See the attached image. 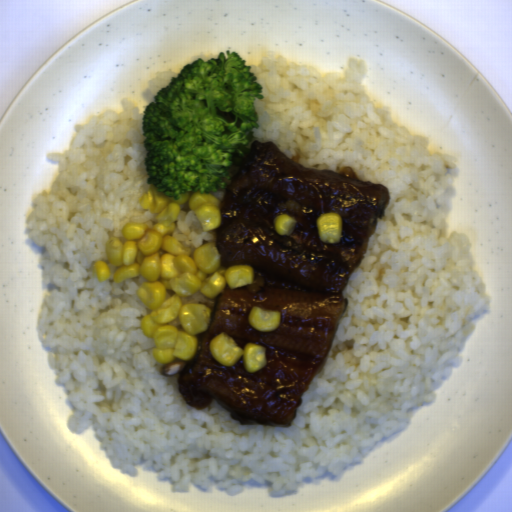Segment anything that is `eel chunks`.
Instances as JSON below:
<instances>
[{
  "instance_id": "1",
  "label": "eel chunks",
  "mask_w": 512,
  "mask_h": 512,
  "mask_svg": "<svg viewBox=\"0 0 512 512\" xmlns=\"http://www.w3.org/2000/svg\"><path fill=\"white\" fill-rule=\"evenodd\" d=\"M389 200L385 185L310 169L271 141L251 143L220 203L215 245L224 268L251 267L252 283H226L213 302L199 353L162 367V376L177 375L187 406L203 410L215 399L242 425L292 424L341 324L348 303L342 292L364 261ZM326 212L342 216L335 244L318 236L316 221ZM283 214L297 223L288 236L273 225ZM253 306L280 312L279 327L253 328ZM222 332L242 349L250 342L266 348V365L246 372L241 357L232 367L222 366L208 346Z\"/></svg>"
}]
</instances>
